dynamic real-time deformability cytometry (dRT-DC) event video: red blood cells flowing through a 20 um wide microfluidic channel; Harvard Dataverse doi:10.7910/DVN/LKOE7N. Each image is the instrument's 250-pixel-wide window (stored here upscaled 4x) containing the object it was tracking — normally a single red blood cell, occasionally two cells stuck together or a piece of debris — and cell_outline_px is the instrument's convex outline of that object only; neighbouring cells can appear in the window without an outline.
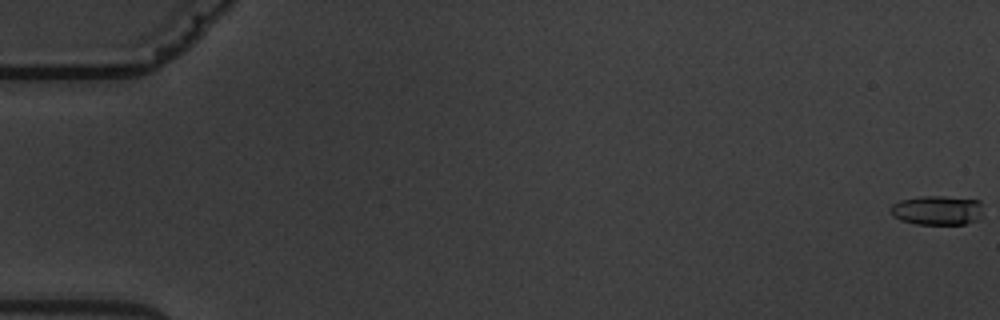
{"species": "common noctule bat (a hibernating species)", "species_latin": "Nyctalus noctula", "temperature_condition": "warm", "stored_images_in_passage": 5, "camera_frame_rate_fps": 3000, "um_per_image_px": 0.085, "animal": {"sex": "male", "body_mass_g": 19.5, "forearm_length_mm": 54.6}, "frame": {"image": 1, "passage_image": 1, "time_ms": 0.0, "image_size_px": [1000, 320], "cell_outline_px": [[980, 216], [976, 220], [964, 224], [916, 224], [900, 220], [892, 216], [888, 208], [892, 204], [900, 200], [924, 196], [944, 196], [980, 200]], "centroid_in_image_um": [79.6, 17.87], "position_along_channel_um": 5.4, "area_um2": 15.84}}
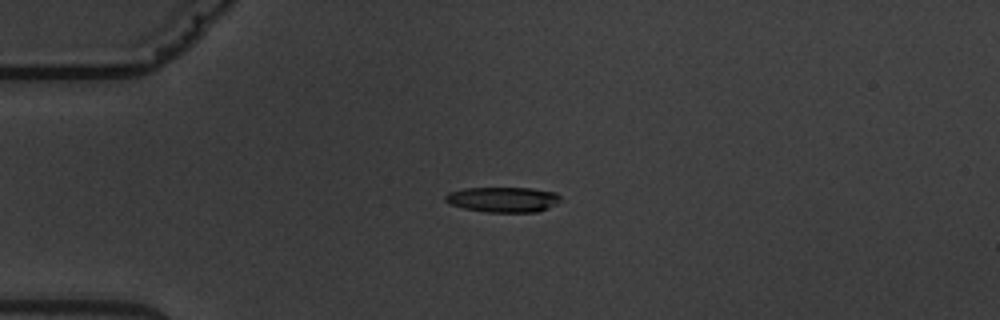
{"frame": {"image": 2, "passage_image": 4, "time_ms": 5.0, "image_size_px": [1000, 320], "cell_outline_px": [[560, 200], [556, 204], [548, 208], [536, 212], [488, 212], [464, 208], [448, 204], [444, 200], [444, 196], [448, 192], [464, 188], [532, 188], [556, 192], [560, 196]], "centroid_in_image_um": [42.74, 16.95], "position_along_channel_um": 42.3, "area_um2": 17.05}}